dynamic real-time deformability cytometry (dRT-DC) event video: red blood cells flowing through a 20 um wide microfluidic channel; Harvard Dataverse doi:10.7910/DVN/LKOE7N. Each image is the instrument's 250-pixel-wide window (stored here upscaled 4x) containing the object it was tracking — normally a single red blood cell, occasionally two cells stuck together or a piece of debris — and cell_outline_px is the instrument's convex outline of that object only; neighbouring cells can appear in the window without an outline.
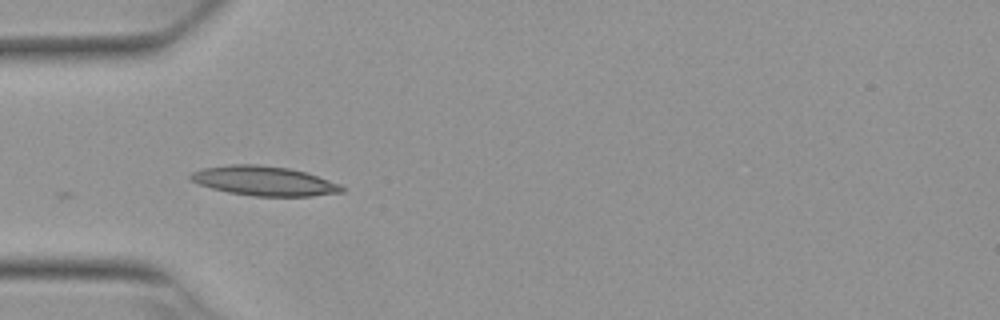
{"species": "Egyptian fruit bat (a non-hibernating species)", "species_latin": "Rousettus aegyptiacus", "temperature_condition": "warm", "stored_images_in_passage": 23, "camera_frame_rate_fps": 3000, "um_per_image_px": 0.085, "animal": {"sex": "female"}, "frame": {"image": 1, "passage_image": 1, "time_ms": 0.0, "image_size_px": [1000, 320], "cell_outline_px": [[344, 192], [312, 196], [252, 196], [228, 192], [212, 188], [188, 180], [188, 176], [192, 172], [200, 168], [232, 164], [256, 164], [288, 168], [304, 172], [340, 184], [344, 188]], "centroid_in_image_um": [22.4, 15.38], "position_along_channel_um": 62.6, "area_um2": 25.95}}
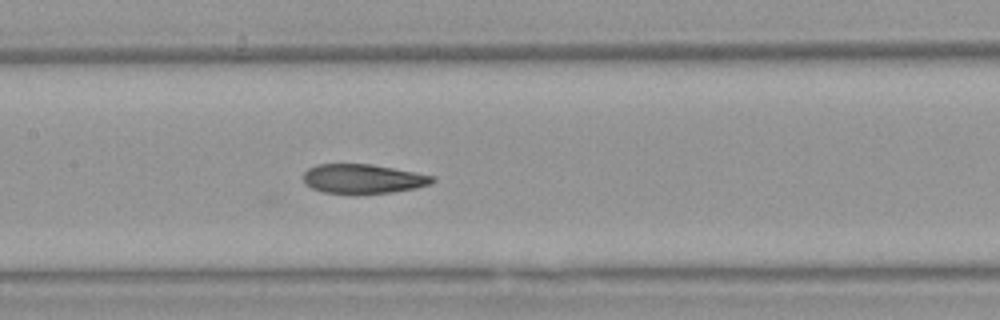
{"frame": {"image": 2, "passage_image": 10, "time_ms": 3.0, "image_size_px": [1000, 320], "cell_outline_px": [[436, 180], [432, 184], [416, 188], [392, 192], [356, 196], [352, 196], [324, 192], [312, 188], [304, 184], [304, 172], [308, 168], [316, 164], [372, 164], [436, 176]], "centroid_in_image_um": [30.86, 15.23], "position_along_channel_um": 176.5, "area_um2": 22.83}}
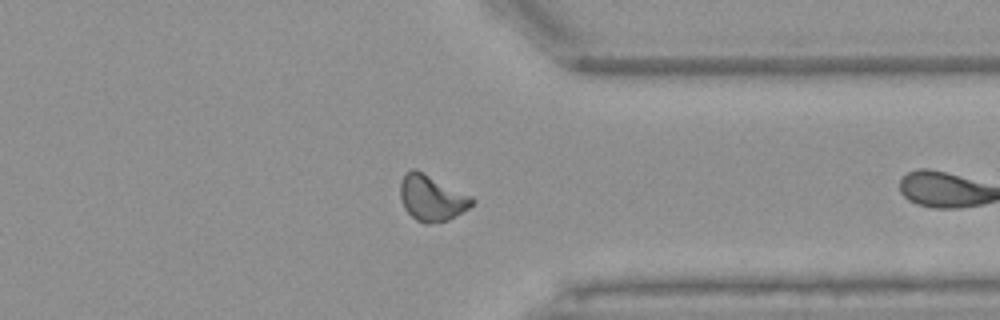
{"frame": {"image": 3, "passage_image": 22, "time_ms": 7.0, "image_size_px": [1000, 320], "cell_outline_px": [[476, 204], [456, 216], [448, 220], [428, 224], [424, 224], [416, 220], [404, 208], [400, 196], [400, 180], [404, 172], [412, 168], [416, 168], [472, 196], [476, 200]], "centroid_in_image_um": [36.7, 16.81], "position_along_channel_um": 374.7, "area_um2": 19.59}}